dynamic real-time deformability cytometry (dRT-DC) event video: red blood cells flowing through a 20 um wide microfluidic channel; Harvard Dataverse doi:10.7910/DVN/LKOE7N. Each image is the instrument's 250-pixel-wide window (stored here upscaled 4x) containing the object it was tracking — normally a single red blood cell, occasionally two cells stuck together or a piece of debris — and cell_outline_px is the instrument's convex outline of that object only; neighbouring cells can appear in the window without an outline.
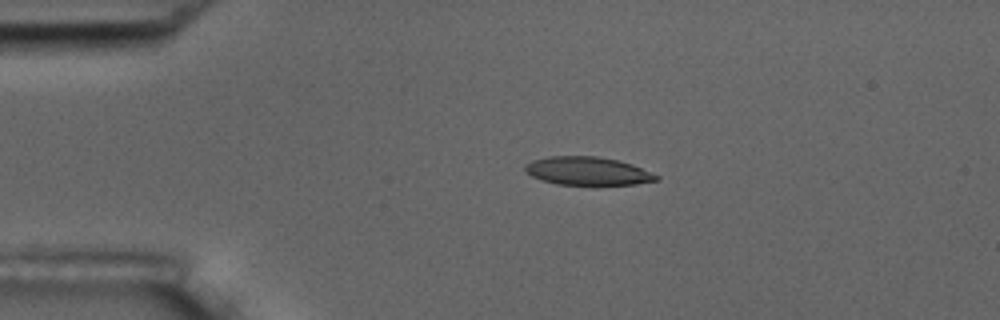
{"species": "common noctule bat (a hibernating species)", "species_latin": "Nyctalus noctula", "temperature_condition": "room temperature", "stored_images_in_passage": 7, "camera_frame_rate_fps": 3000, "um_per_image_px": 0.085, "animal": {"sex": "male", "body_mass_g": 17.5, "forearm_length_mm": 52.3}, "frame": {"image": 1, "passage_image": 4, "time_ms": 3.667, "image_size_px": [1000, 320], "cell_outline_px": [[660, 176], [656, 180], [636, 184], [556, 184], [532, 176], [524, 168], [524, 164], [532, 160], [548, 156], [596, 156], [616, 160], [632, 164]], "centroid_in_image_um": [49.93, 14.52], "position_along_channel_um": 35.1, "area_um2": 21.27}}
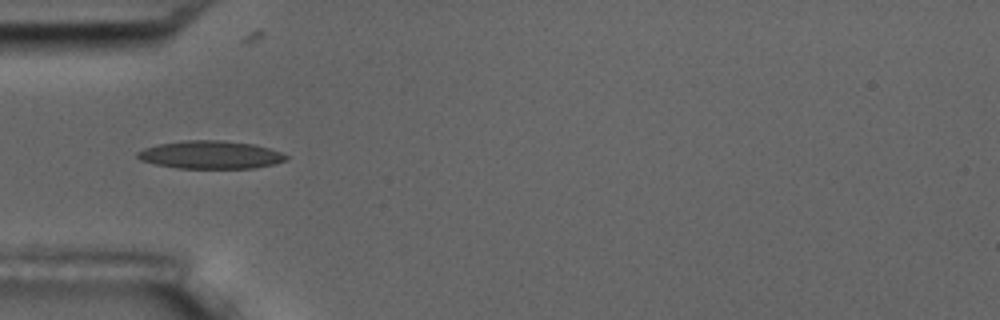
{"frame": {"image": 2, "passage_image": 5, "time_ms": 5.667, "image_size_px": [1000, 320], "cell_outline_px": [[288, 160], [256, 168], [176, 168], [156, 164], [140, 160], [136, 156], [136, 152], [144, 148], [156, 144], [188, 140], [220, 140], [252, 144], [268, 148], [280, 152], [288, 156]], "centroid_in_image_um": [17.86, 13.16], "position_along_channel_um": 67.1, "area_um2": 24.16}}